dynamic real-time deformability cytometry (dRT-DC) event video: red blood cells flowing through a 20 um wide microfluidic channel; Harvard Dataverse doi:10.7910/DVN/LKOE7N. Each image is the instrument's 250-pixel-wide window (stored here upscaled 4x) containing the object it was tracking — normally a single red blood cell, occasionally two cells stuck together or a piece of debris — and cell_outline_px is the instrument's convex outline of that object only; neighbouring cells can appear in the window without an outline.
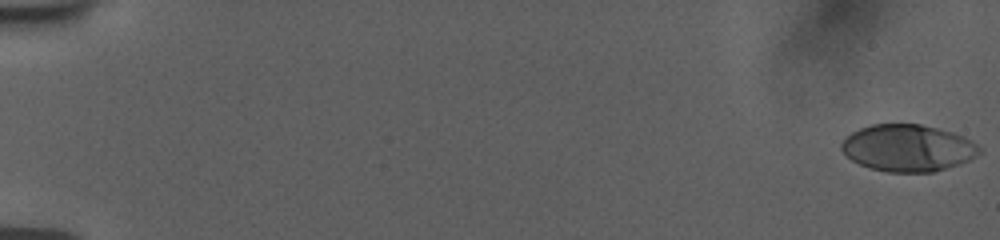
{"species": "human", "species_latin": "Homo sapiens", "temperature_condition": "room temperature", "stored_images_in_passage": 53, "camera_frame_rate_fps": 3000, "um_per_image_px": 0.085, "donor": {"sex": "female"}, "frame": {"image": 1, "passage_image": 1, "time_ms": 0.0, "image_size_px": [1000, 240], "cell_outline_px": [[984, 152], [960, 164], [932, 172], [888, 172], [872, 168], [860, 164], [852, 160], [840, 148], [840, 144], [852, 132], [860, 128], [872, 124], [920, 124], [952, 132], [964, 136], [972, 140]], "centroid_in_image_um": [77.2, 12.58], "position_along_channel_um": 7.8, "area_um2": 37.57}}
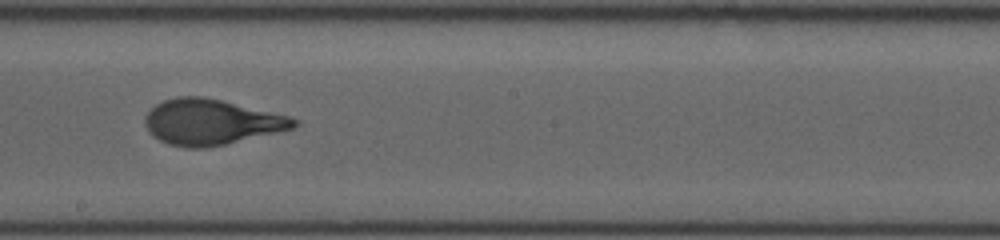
{"frame": {"image": 2, "passage_image": 34, "time_ms": 11.0, "image_size_px": [1000, 240], "cell_outline_px": [[300, 124], [292, 128], [276, 132], [224, 144], [204, 148], [188, 148], [168, 144], [152, 136], [148, 132], [144, 124], [144, 116], [156, 104], [164, 100], [176, 96], [200, 96], [220, 100], [288, 116], [300, 120]], "centroid_in_image_um": [17.89, 10.37], "position_along_channel_um": 230.3, "area_um2": 39.19}}
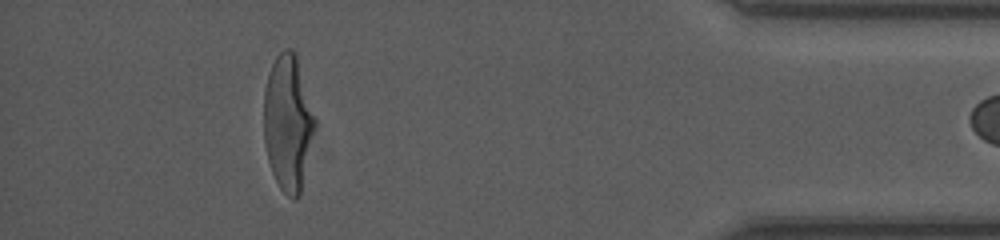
{"frame": {"image": 3, "passage_image": 52, "time_ms": 17.0, "image_size_px": [1000, 240], "cell_outline_px": [[316, 124], [300, 196], [292, 200], [280, 188], [272, 172], [268, 160], [264, 144], [264, 92], [268, 72], [276, 56], [284, 48], [292, 48], [296, 52], [316, 116]], "centroid_in_image_um": [24.49, 10.4], "position_along_channel_um": 410.7, "area_um2": 40.92}}